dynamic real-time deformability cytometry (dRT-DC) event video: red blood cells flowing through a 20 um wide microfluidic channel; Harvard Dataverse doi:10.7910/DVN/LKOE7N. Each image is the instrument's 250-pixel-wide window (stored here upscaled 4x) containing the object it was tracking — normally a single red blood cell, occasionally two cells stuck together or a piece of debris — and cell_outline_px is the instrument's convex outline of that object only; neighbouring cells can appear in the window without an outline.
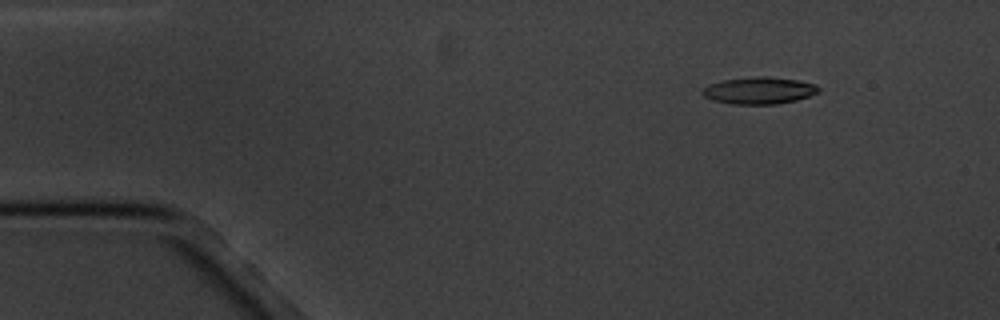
{"species": "common noctule bat (a hibernating species)", "species_latin": "Nyctalus noctula", "temperature_condition": "cold", "stored_images_in_passage": 8, "camera_frame_rate_fps": 3000, "um_per_image_px": 0.085, "animal": {"sex": "male", "body_mass_g": 20.1, "forearm_length_mm": 53.5}, "frame": {"image": 1, "passage_image": 2, "time_ms": 1.0, "image_size_px": [1000, 320], "cell_outline_px": [[820, 92], [796, 100], [776, 104], [732, 104], [712, 100], [704, 96], [700, 92], [708, 84], [720, 80], [752, 76], [768, 76], [800, 80], [816, 84], [820, 88]], "centroid_in_image_um": [64.52, 7.68], "position_along_channel_um": 20.5, "area_um2": 18.55}}
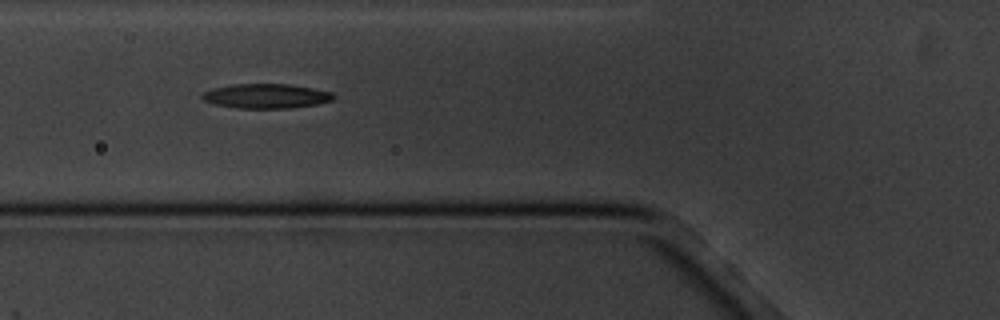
{"frame": {"image": 2, "passage_image": 6, "time_ms": 5.667, "image_size_px": [1000, 320], "cell_outline_px": [[336, 96], [332, 100], [316, 104], [292, 108], [236, 108], [216, 104], [204, 100], [200, 96], [204, 92], [212, 88], [232, 84], [288, 84], [312, 88], [332, 92]], "centroid_in_image_um": [22.62, 8.16], "position_along_channel_um": 103.2, "area_um2": 18.73}}
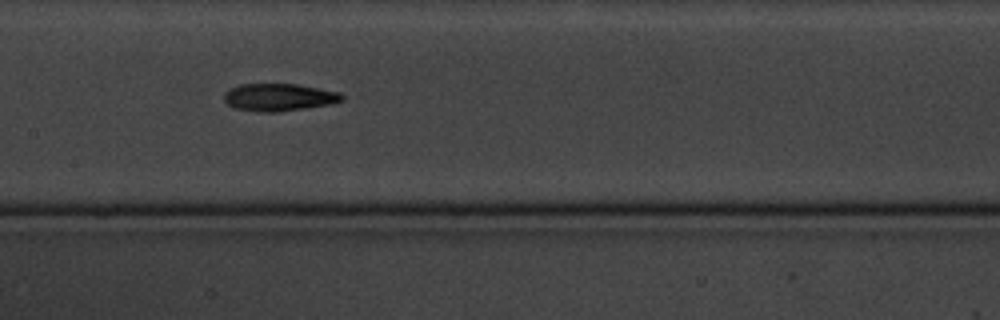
{"frame": {"image": 3, "passage_image": 8, "time_ms": 8.0, "image_size_px": [1000, 320], "cell_outline_px": [[344, 96], [340, 100], [332, 104], [276, 112], [260, 112], [236, 108], [228, 104], [224, 100], [224, 92], [228, 88], [240, 84], [296, 84], [340, 92]], "centroid_in_image_um": [23.68, 8.26], "position_along_channel_um": 183.7, "area_um2": 18.79}}